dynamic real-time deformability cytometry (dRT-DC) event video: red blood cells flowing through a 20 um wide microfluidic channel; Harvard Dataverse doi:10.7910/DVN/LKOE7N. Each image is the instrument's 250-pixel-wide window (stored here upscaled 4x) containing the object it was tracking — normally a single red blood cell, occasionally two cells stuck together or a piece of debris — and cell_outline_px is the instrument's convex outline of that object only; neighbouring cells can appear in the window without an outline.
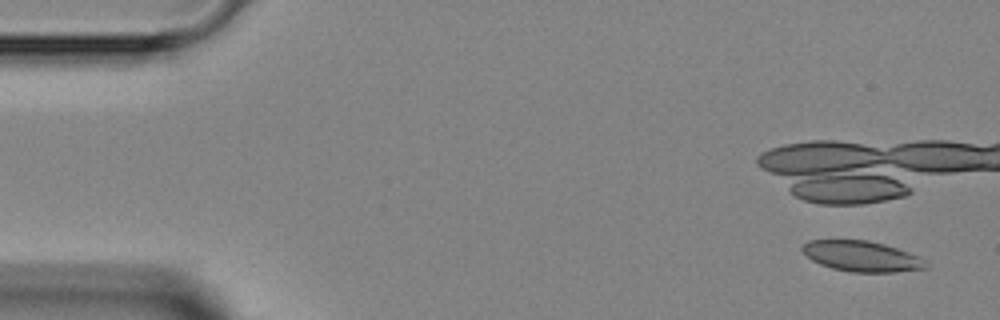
{"species": "Egyptian fruit bat (a non-hibernating species)", "species_latin": "Rousettus aegyptiacus", "temperature_condition": "room temperature", "stored_images_in_passage": 3, "camera_frame_rate_fps": 3000, "um_per_image_px": 0.085, "animal": {"sex": "female"}, "frame": {"image": 1, "passage_image": 1, "time_ms": 0.0, "image_size_px": [1000, 320], "cell_outline_px": [[928, 268], [896, 272], [852, 272], [832, 268], [820, 264], [812, 260], [800, 248], [808, 240], [868, 240], [884, 244], [908, 252], [924, 260]], "centroid_in_image_um": [73.23, 21.78], "position_along_channel_um": 11.8, "area_um2": 21.79}}